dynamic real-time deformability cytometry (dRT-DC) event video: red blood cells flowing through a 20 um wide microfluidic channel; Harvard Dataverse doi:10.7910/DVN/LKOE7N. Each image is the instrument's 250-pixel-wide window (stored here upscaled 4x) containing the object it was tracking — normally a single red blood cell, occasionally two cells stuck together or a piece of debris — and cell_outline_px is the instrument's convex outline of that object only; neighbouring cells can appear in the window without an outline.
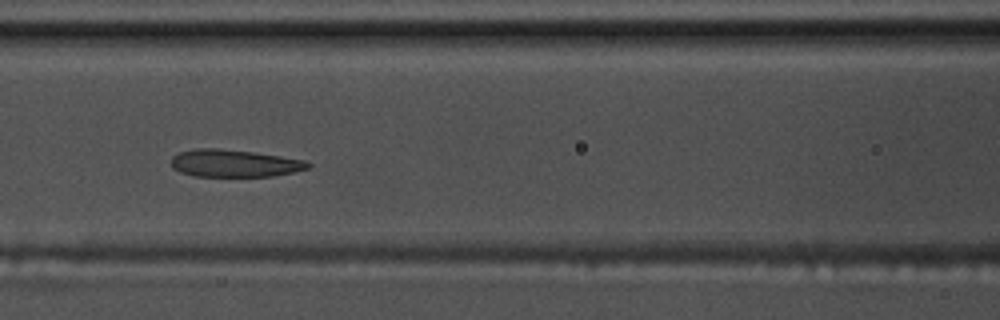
{"species": "common noctule bat (a hibernating species)", "species_latin": "Nyctalus noctula", "temperature_condition": "warm", "stored_images_in_passage": 10, "camera_frame_rate_fps": 3000, "um_per_image_px": 0.085, "animal": {"sex": "male", "body_mass_g": 17.5, "forearm_length_mm": 52.3}, "frame": {"image": 1, "passage_image": 7, "time_ms": 2.0, "image_size_px": [1000, 320], "cell_outline_px": [[312, 164], [308, 168], [292, 172], [272, 176], [196, 176], [180, 172], [172, 168], [172, 156], [180, 152], [196, 148], [216, 148], [252, 152], [280, 156], [304, 160]], "centroid_in_image_um": [19.89, 13.88], "position_along_channel_um": 146.7, "area_um2": 21.62}}
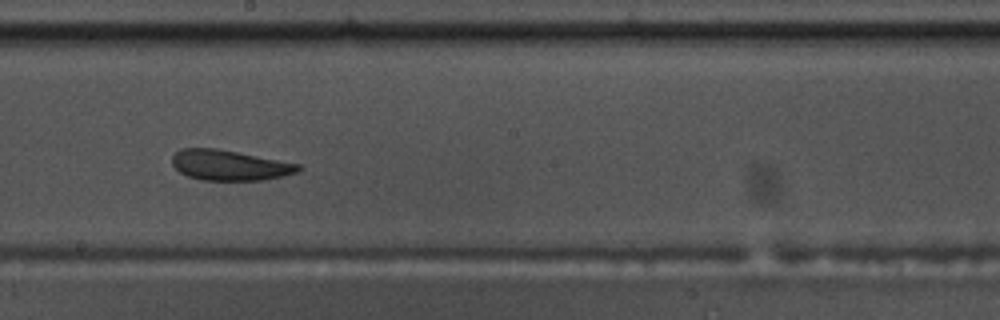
{"frame": {"image": 2, "passage_image": 9, "time_ms": 2.667, "image_size_px": [1000, 320], "cell_outline_px": [[304, 168], [296, 172], [264, 180], [200, 180], [188, 176], [180, 172], [172, 164], [172, 156], [180, 148], [216, 148], [300, 164]], "centroid_in_image_um": [19.49, 14.04], "position_along_channel_um": 228.7, "area_um2": 22.2}}